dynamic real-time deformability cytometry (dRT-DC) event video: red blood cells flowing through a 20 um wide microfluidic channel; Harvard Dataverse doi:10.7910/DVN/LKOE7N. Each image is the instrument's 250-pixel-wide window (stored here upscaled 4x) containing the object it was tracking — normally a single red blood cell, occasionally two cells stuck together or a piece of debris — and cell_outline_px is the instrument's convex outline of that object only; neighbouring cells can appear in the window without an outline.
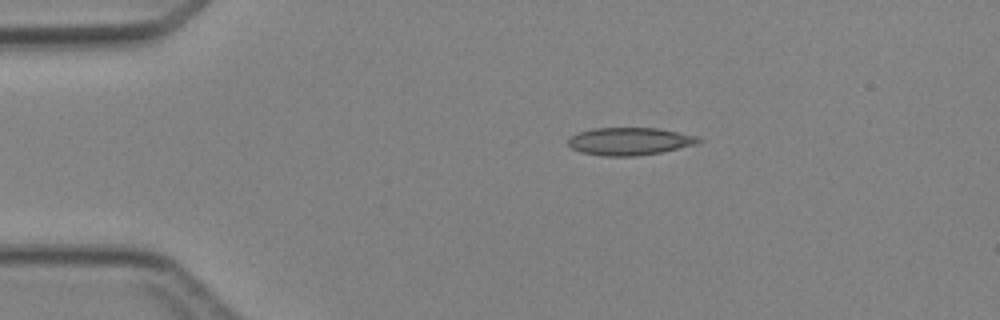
{"species": "Egyptian fruit bat (a non-hibernating species)", "species_latin": "Rousettus aegyptiacus", "temperature_condition": "cold", "stored_images_in_passage": 2, "camera_frame_rate_fps": 3000, "um_per_image_px": 0.085, "animal": {"sex": "female"}, "frame": {"image": 1, "passage_image": 1, "time_ms": 0.0, "image_size_px": [1000, 320], "cell_outline_px": [[704, 140], [696, 144], [660, 152], [636, 156], [604, 156], [580, 152], [572, 148], [568, 144], [568, 140], [572, 136], [580, 132], [592, 128], [656, 128], [696, 136]], "centroid_in_image_um": [53.5, 12.01], "position_along_channel_um": 31.5, "area_um2": 20.75}}